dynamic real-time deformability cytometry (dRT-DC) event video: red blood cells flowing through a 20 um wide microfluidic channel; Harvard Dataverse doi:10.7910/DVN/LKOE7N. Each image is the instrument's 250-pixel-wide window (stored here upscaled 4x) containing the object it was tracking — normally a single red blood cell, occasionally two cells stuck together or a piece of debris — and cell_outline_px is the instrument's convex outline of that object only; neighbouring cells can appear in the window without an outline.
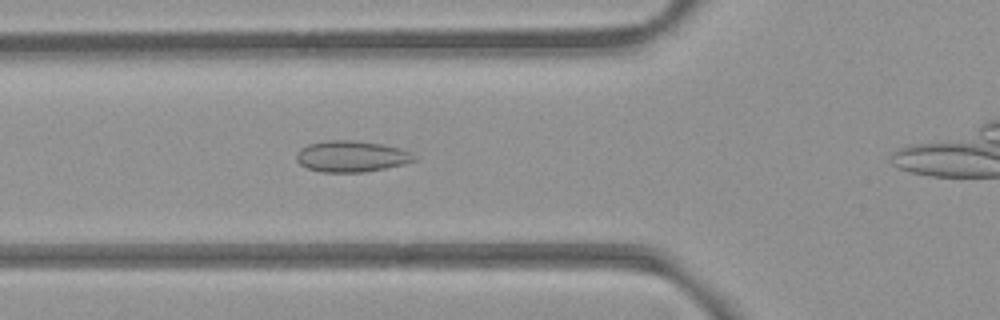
{"species": "common noctule bat (a hibernating species)", "species_latin": "Nyctalus noctula", "temperature_condition": "room temperature", "stored_images_in_passage": 25, "camera_frame_rate_fps": 3000, "um_per_image_px": 0.085, "animal": {"sex": "female", "body_mass_g": 21.9}, "frame": {"image": 1, "passage_image": 7, "time_ms": 2.0, "image_size_px": [1000, 320], "cell_outline_px": [[420, 156], [416, 160], [404, 164], [364, 172], [320, 172], [308, 168], [300, 164], [296, 160], [296, 156], [300, 148], [308, 144], [328, 140], [352, 140], [380, 144], [400, 148]], "centroid_in_image_um": [29.89, 13.29], "position_along_channel_um": 95.9, "area_um2": 21.44}}
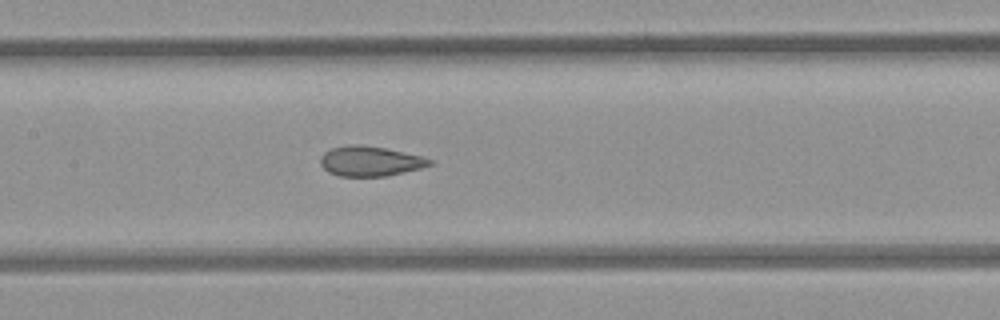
{"frame": {"image": 2, "passage_image": 13, "time_ms": 4.0, "image_size_px": [1000, 320], "cell_outline_px": [[432, 164], [420, 168], [388, 176], [340, 176], [328, 172], [320, 164], [320, 156], [324, 152], [332, 148], [348, 144], [356, 144], [384, 148], [420, 156], [432, 160]], "centroid_in_image_um": [31.41, 13.7], "position_along_channel_um": 176.0, "area_um2": 18.9}}
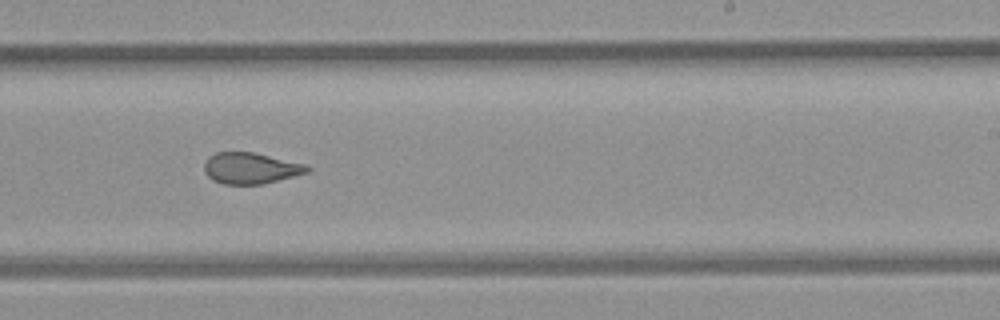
{"frame": {"image": 3, "passage_image": 20, "time_ms": 6.333, "image_size_px": [1000, 320], "cell_outline_px": [[312, 168], [308, 172], [260, 184], [224, 184], [212, 180], [204, 172], [204, 164], [208, 156], [216, 152], [252, 152], [304, 164]], "centroid_in_image_um": [21.24, 14.29], "position_along_channel_um": 267.8, "area_um2": 18.44}}